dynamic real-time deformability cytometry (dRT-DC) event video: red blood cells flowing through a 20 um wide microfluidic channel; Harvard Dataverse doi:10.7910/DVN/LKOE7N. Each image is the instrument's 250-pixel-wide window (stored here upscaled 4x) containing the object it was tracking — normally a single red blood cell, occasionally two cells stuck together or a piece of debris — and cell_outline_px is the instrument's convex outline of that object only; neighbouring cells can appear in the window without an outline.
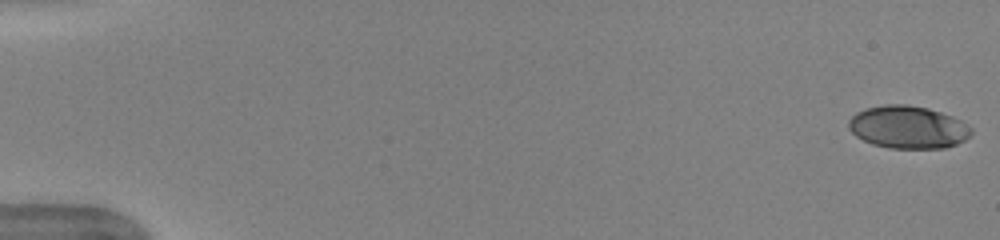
{"species": "human", "species_latin": "Homo sapiens", "temperature_condition": "warm", "stored_images_in_passage": 52, "camera_frame_rate_fps": 3000, "um_per_image_px": 0.085, "donor": {"sex": "female"}, "frame": {"image": 1, "passage_image": 1, "time_ms": 0.0, "image_size_px": [1000, 240], "cell_outline_px": [[972, 132], [964, 140], [956, 144], [944, 148], [888, 148], [872, 144], [856, 136], [848, 128], [848, 120], [856, 112], [868, 108], [884, 104], [908, 104], [928, 108], [952, 116], [960, 120], [972, 128]], "centroid_in_image_um": [77.16, 10.8], "position_along_channel_um": 7.8, "area_um2": 30.46}}
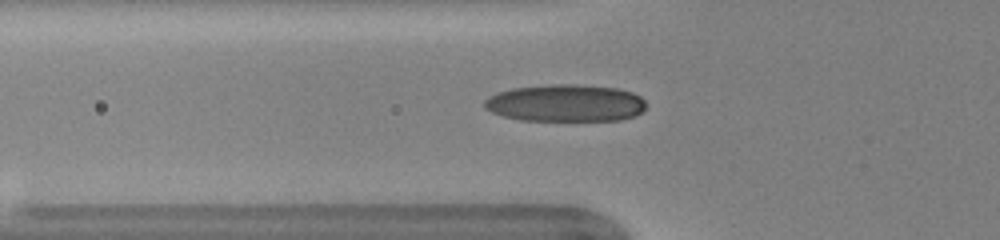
{"frame": {"image": 2, "passage_image": 19, "time_ms": 6.0, "image_size_px": [1000, 240], "cell_outline_px": [[644, 108], [636, 116], [620, 120], [520, 120], [504, 116], [492, 112], [484, 108], [484, 100], [488, 96], [496, 92], [512, 88], [552, 84], [576, 84], [616, 88], [632, 92], [640, 96], [644, 100]], "centroid_in_image_um": [48.04, 8.75], "position_along_channel_um": 77.8, "area_um2": 35.08}}
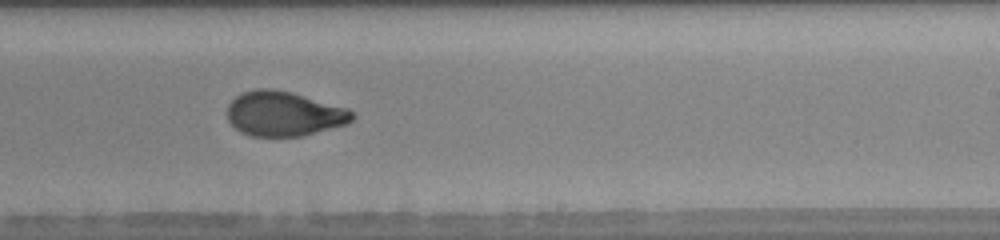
{"frame": {"image": 3, "passage_image": 33, "time_ms": 10.667, "image_size_px": [1000, 240], "cell_outline_px": [[356, 116], [348, 124], [300, 136], [252, 136], [240, 132], [228, 120], [228, 104], [236, 96], [244, 92], [256, 88], [272, 88], [292, 92], [348, 108]], "centroid_in_image_um": [24.14, 9.66], "position_along_channel_um": 264.9, "area_um2": 32.6}, "authors_computed_cell_mechanics": {"area_um2": 32.1079, "velocity_mm_per_s": 3.996, "shape_relaxation_time_tau1_ms": 5.8235, "shape_relaxation_time_tau2_ms": 0.9494, "deformation_change_tau1": 0.2201, "deformation_change_tau2": 0.061}}